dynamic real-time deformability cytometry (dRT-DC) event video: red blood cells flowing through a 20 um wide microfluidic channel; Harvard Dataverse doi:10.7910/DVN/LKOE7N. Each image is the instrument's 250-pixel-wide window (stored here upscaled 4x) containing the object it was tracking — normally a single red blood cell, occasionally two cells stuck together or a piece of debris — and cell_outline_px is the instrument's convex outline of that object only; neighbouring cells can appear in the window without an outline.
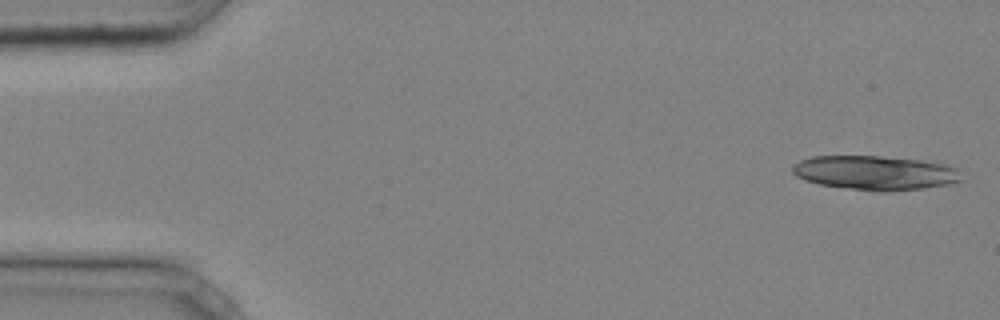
{"species": "common noctule bat (a hibernating species)", "species_latin": "Nyctalus noctula", "temperature_condition": "cold", "stored_images_in_passage": 44, "camera_frame_rate_fps": 3000, "um_per_image_px": 0.085, "animal": {"sex": "male", "body_mass_g": 20.4}, "frame": {"image": 1, "passage_image": 1, "time_ms": 0.0, "image_size_px": [1000, 320], "cell_outline_px": [[964, 180], [948, 184], [920, 188], [880, 192], [848, 188], [820, 184], [804, 180], [796, 176], [792, 172], [792, 164], [800, 160], [812, 156], [876, 156], [920, 160], [948, 164], [960, 168]], "centroid_in_image_um": [74.42, 14.68], "position_along_channel_um": 10.6, "area_um2": 33.87}}
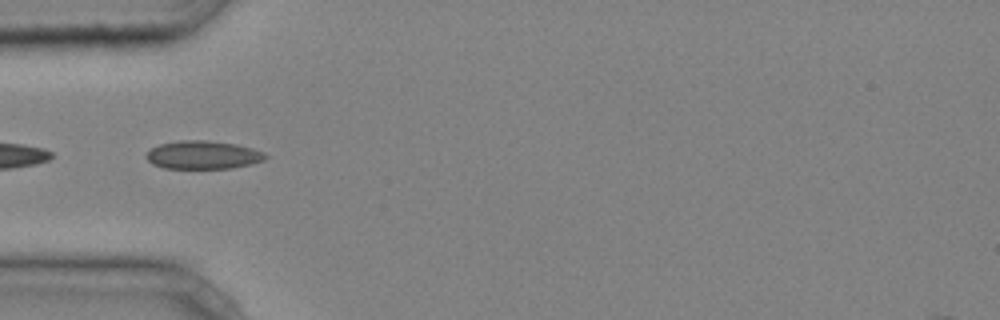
{"frame": {"image": 2, "passage_image": 14, "time_ms": 4.333, "image_size_px": [1000, 320], "cell_outline_px": [[268, 156], [264, 160], [252, 164], [232, 168], [164, 168], [152, 164], [144, 156], [152, 148], [160, 144], [180, 140], [208, 140], [236, 144], [252, 148], [264, 152]], "centroid_in_image_um": [17.27, 13.17], "position_along_channel_um": 67.7, "area_um2": 19.65}}
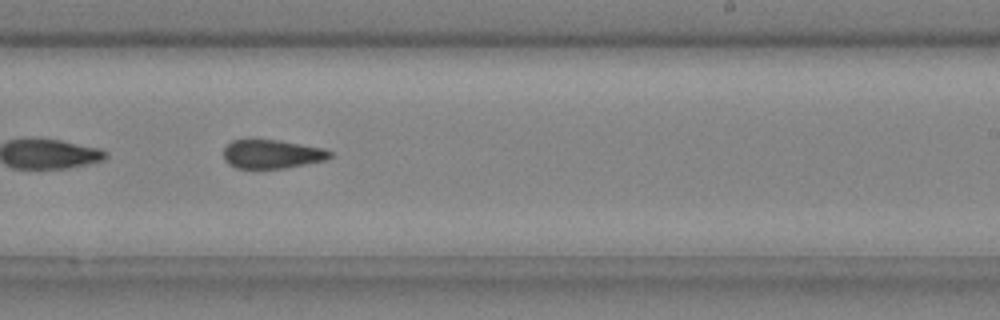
{"frame": {"image": 3, "passage_image": 28, "time_ms": 9.0, "image_size_px": [1000, 320], "cell_outline_px": [[332, 156], [328, 160], [284, 168], [236, 168], [228, 164], [224, 160], [224, 148], [232, 140], [248, 136], [252, 136], [280, 140], [324, 148], [332, 152]], "centroid_in_image_um": [23.08, 13.05], "position_along_channel_um": 265.9, "area_um2": 18.67}, "authors_computed_cell_mechanics": {"area_um2": 18.8139, "velocity_mm_per_s": 4.2528, "shape_relaxation_time_tau1_ms": null, "shape_relaxation_time_tau2_ms": 3.7745, "deformation_change_tau1": null, "deformation_change_tau2": 0.0681}}